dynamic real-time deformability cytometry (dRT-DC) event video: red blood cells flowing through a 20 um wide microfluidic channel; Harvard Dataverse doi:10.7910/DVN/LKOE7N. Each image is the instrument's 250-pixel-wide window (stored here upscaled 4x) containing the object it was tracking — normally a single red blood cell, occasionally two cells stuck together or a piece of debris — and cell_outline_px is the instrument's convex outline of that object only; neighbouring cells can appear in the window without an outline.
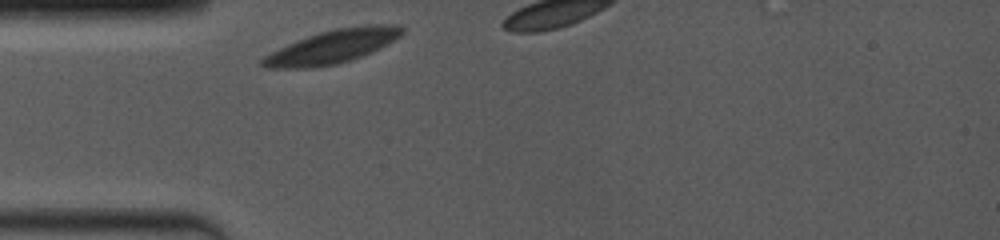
{"species": "common noctule bat (a hibernating species)", "species_latin": "Nyctalus noctula", "temperature_condition": "room temperature", "stored_images_in_passage": 4, "camera_frame_rate_fps": 4000, "um_per_image_px": 0.085, "animal": {"sex": "female", "body_mass_g": 19.0, "forearm_length_mm": 53.3}, "frame": {"image": 1, "passage_image": 1, "time_ms": 0.0, "image_size_px": [1000, 240], "cell_outline_px": [[404, 32], [400, 36], [388, 44], [380, 48], [360, 56], [336, 64], [308, 68], [268, 68], [260, 64], [260, 60], [264, 56], [296, 40], [320, 32], [336, 28], [368, 24], [396, 24], [404, 28]], "centroid_in_image_um": [28.28, 3.94], "position_along_channel_um": 56.7, "area_um2": 26.99}}